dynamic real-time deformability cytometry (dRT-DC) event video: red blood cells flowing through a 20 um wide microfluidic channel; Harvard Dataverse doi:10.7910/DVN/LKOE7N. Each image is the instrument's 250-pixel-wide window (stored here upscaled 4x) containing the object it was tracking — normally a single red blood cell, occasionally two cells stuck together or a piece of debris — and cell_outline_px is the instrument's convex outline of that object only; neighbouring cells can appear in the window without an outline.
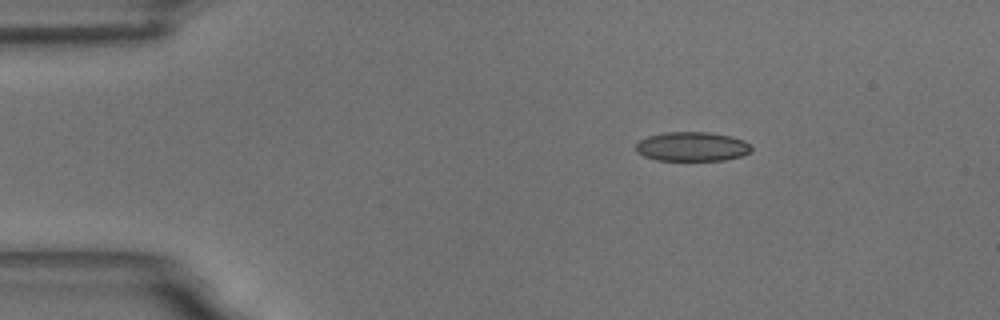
{"species": "common noctule bat (a hibernating species)", "species_latin": "Nyctalus noctula", "temperature_condition": "room temperature", "stored_images_in_passage": 9, "camera_frame_rate_fps": 3000, "um_per_image_px": 0.085, "animal": {"sex": "male", "body_mass_g": 18.8}, "frame": {"image": 1, "passage_image": 1, "time_ms": 0.0, "image_size_px": [1000, 320], "cell_outline_px": [[752, 148], [748, 152], [740, 156], [724, 160], [656, 160], [644, 156], [636, 152], [636, 144], [640, 140], [648, 136], [664, 132], [708, 132], [732, 136], [744, 140]], "centroid_in_image_um": [58.8, 12.45], "position_along_channel_um": 26.2, "area_um2": 19.65}}